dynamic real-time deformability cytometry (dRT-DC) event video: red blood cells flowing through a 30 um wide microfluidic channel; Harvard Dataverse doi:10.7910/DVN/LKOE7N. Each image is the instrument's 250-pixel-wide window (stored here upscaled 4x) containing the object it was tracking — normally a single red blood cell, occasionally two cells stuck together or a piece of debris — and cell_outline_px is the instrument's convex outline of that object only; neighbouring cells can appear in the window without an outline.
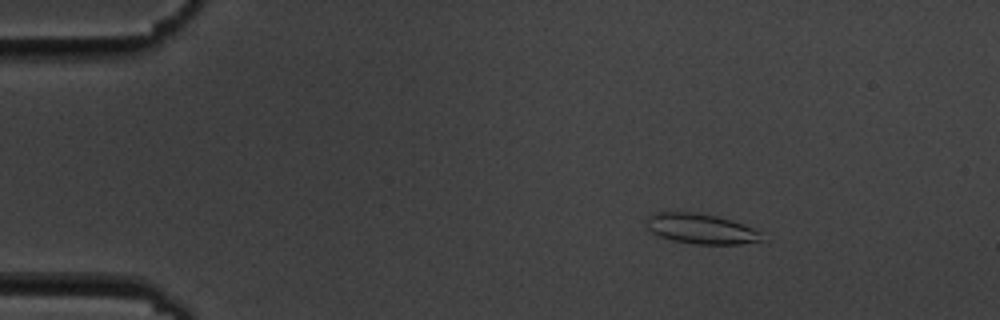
{"species": "common noctule bat (a hibernating species)", "species_latin": "Nyctalus noctula", "temperature_condition": "cold", "stored_images_in_passage": 53, "camera_frame_rate_fps": 3000, "um_per_image_px": 0.085, "animal": {"sex": "male", "body_mass_g": 19.5, "forearm_length_mm": 54.6}, "frame": {"image": 1, "passage_image": 8, "time_ms": 2.333, "image_size_px": [1000, 320], "cell_outline_px": [[760, 240], [740, 244], [692, 244], [672, 240], [660, 236], [652, 232], [648, 228], [648, 216], [656, 212], [692, 212], [716, 216], [732, 220], [744, 224], [760, 232]], "centroid_in_image_um": [59.56, 19.44], "position_along_channel_um": 25.4, "area_um2": 19.94}}
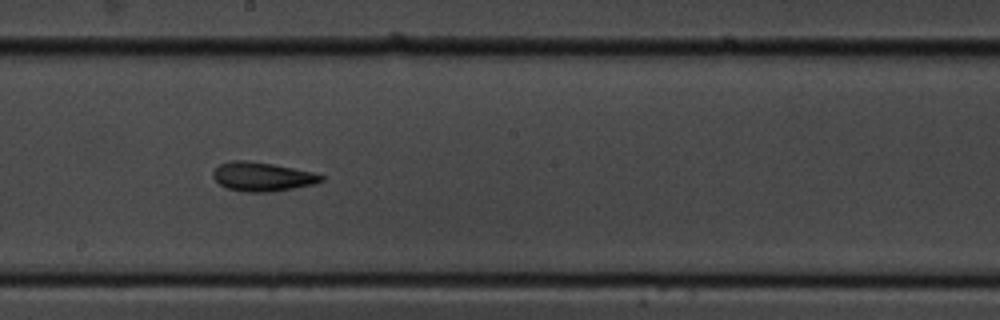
{"frame": {"image": 2, "passage_image": 31, "time_ms": 10.0, "image_size_px": [1000, 320], "cell_outline_px": [[324, 180], [316, 184], [268, 192], [248, 192], [228, 188], [220, 184], [212, 176], [212, 172], [220, 164], [232, 160], [244, 160], [272, 164], [312, 172], [324, 176]], "centroid_in_image_um": [22.29, 15.01], "position_along_channel_um": 225.9, "area_um2": 18.03}}
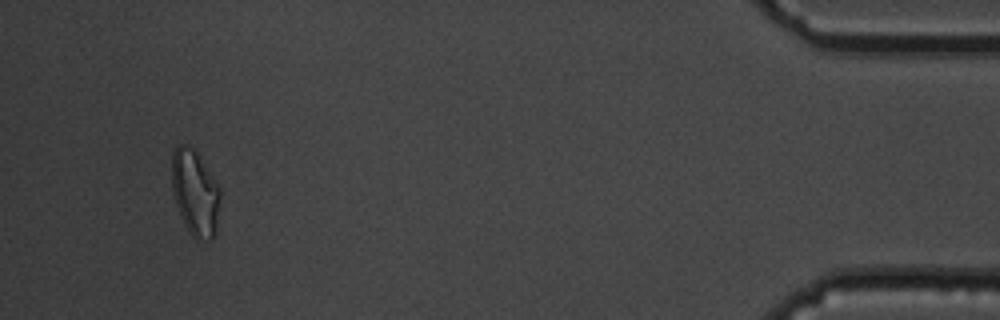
{"frame": {"image": 3, "passage_image": 53, "time_ms": 1684.0, "image_size_px": [1000, 320], "cell_outline_px": [[220, 196], [216, 232], [212, 240], [196, 240], [188, 232], [184, 224], [176, 204], [172, 188], [172, 152], [180, 144], [188, 144], [196, 152], [220, 188]], "centroid_in_image_um": [16.58, 16.43], "position_along_channel_um": 418.6, "area_um2": 24.1}, "authors_computed_cell_mechanics": {"area_um2": 18.496, "velocity_mm_per_s": 3.5574, "shape_relaxation_time_tau1_ms": 8.2585, "shape_relaxation_time_tau2_ms": 5.3992, "deformation_change_tau1": 0.1719, "deformation_change_tau2": 0.1488}}